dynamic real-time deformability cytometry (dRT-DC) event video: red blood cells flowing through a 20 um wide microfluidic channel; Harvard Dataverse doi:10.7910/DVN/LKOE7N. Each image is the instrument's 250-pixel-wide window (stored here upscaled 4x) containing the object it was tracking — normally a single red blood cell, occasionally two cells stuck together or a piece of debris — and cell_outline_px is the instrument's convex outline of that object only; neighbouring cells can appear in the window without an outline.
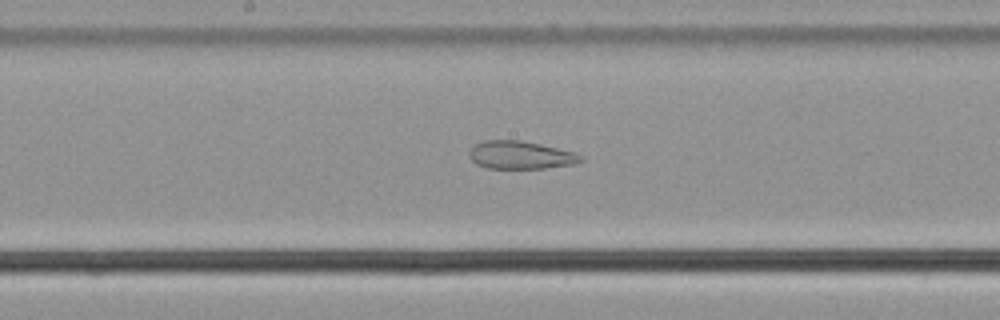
{"species": "common noctule bat (a hibernating species)", "species_latin": "Nyctalus noctula", "temperature_condition": "cold", "stored_images_in_passage": 41, "camera_frame_rate_fps": 3000, "um_per_image_px": 0.085, "animal": {"sex": "male", "body_mass_g": 21.5, "forearm_length_mm": 52.0}, "frame": {"image": 1, "passage_image": 16, "time_ms": 5.0, "image_size_px": [1000, 320], "cell_outline_px": [[584, 160], [572, 164], [544, 168], [488, 168], [476, 164], [472, 160], [468, 152], [476, 144], [484, 140], [520, 140], [540, 144], [576, 152], [584, 156]], "centroid_in_image_um": [44.27, 13.17], "position_along_channel_um": 203.9, "area_um2": 18.09}}
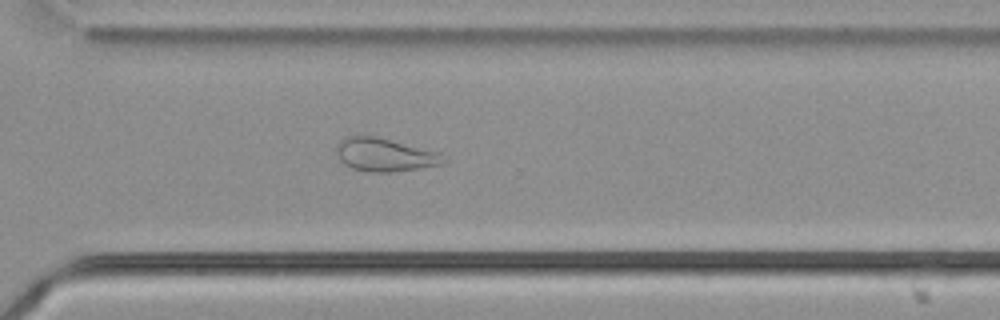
{"frame": {"image": 2, "passage_image": 27, "time_ms": 8.667, "image_size_px": [1000, 320], "cell_outline_px": [[448, 160], [444, 164], [392, 172], [368, 172], [352, 168], [344, 164], [340, 160], [336, 152], [336, 144], [344, 136], [376, 136], [436, 152]], "centroid_in_image_um": [32.65, 13.16], "position_along_channel_um": 338.0, "area_um2": 20.58}}
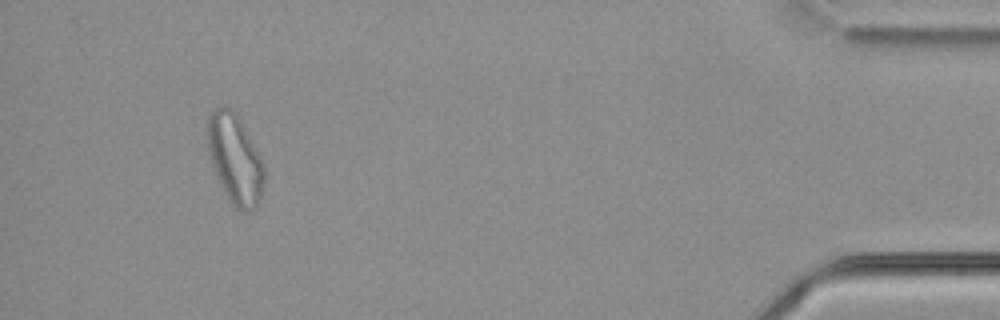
{"frame": {"image": 3, "passage_image": 39, "time_ms": 12.667, "image_size_px": [1000, 320], "cell_outline_px": [[264, 184], [260, 196], [252, 212], [240, 212], [232, 204], [212, 164], [208, 152], [208, 116], [212, 108], [224, 104], [232, 108], [240, 116], [264, 164]], "centroid_in_image_um": [19.99, 13.44], "position_along_channel_um": 415.2, "area_um2": 29.54}, "authors_computed_cell_mechanics": {"area_um2": 22.1952, "velocity_mm_per_s": 3.6587, "shape_relaxation_time_tau1_ms": null, "shape_relaxation_time_tau2_ms": 2.2113, "deformation_change_tau1": null, "deformation_change_tau2": 0.0961}}